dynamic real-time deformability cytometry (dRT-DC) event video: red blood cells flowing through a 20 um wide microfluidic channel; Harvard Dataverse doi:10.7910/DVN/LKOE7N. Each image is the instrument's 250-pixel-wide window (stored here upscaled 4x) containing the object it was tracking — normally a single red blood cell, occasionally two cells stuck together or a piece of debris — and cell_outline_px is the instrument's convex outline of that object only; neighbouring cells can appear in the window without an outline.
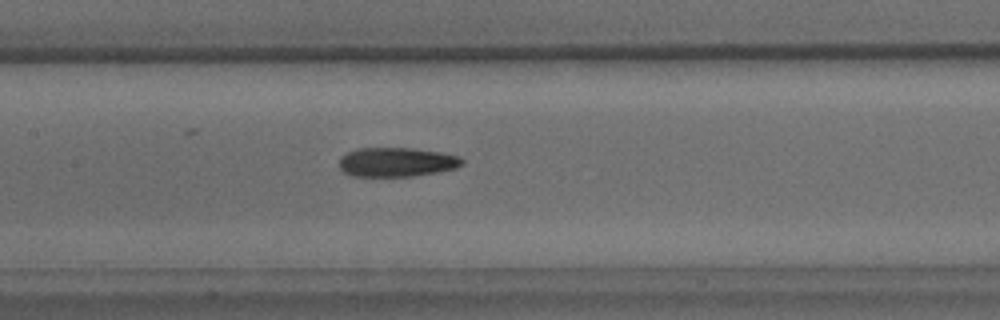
{"species": "common noctule bat (a hibernating species)", "species_latin": "Nyctalus noctula", "temperature_condition": "warm", "stored_images_in_passage": 41, "camera_frame_rate_fps": 3000, "um_per_image_px": 0.085, "animal": {"sex": "male", "body_mass_g": 15.6}, "frame": {"image": 1, "passage_image": 18, "time_ms": 5.667, "image_size_px": [1000, 320], "cell_outline_px": [[464, 164], [456, 168], [440, 172], [412, 176], [352, 176], [344, 172], [340, 168], [340, 156], [356, 148], [412, 148], [440, 152], [460, 156], [464, 160]], "centroid_in_image_um": [33.74, 13.77], "position_along_channel_um": 173.7, "area_um2": 21.1}, "authors_computed_cell_mechanics": {"area_um2": 21.1548, "velocity_mm_per_s": 3.8192, "shape_relaxation_time_tau1_ms": 10.9117, "shape_relaxation_time_tau2_ms": 3.9508, "deformation_change_tau1": 0.2655, "deformation_change_tau2": 0.1427}}